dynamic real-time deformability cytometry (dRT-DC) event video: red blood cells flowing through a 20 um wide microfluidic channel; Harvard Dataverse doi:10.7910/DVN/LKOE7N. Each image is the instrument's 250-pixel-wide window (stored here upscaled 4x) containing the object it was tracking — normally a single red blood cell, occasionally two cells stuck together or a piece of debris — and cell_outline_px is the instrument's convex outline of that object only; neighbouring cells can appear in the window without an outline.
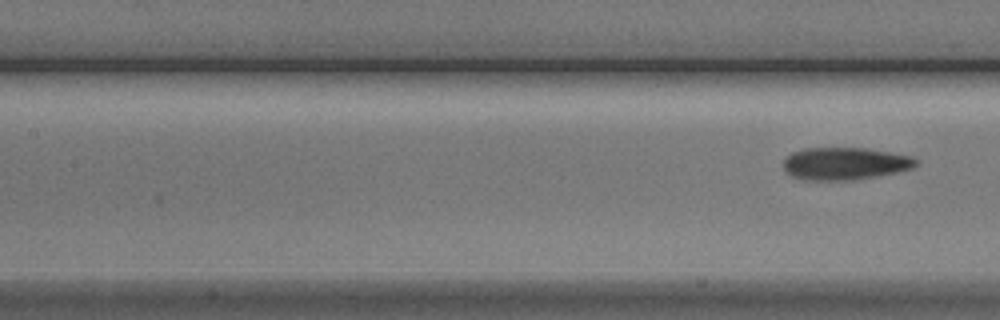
{"species": "Egyptian fruit bat (a non-hibernating species)", "species_latin": "Rousettus aegyptiacus", "temperature_condition": "cold", "stored_images_in_passage": 4, "segment_of_instrument_passage": [2, 2], "camera_frame_rate_fps": 3000, "um_per_image_px": 0.085, "animal": {"sex": "male"}, "frame": {"image": 1, "passage_image": 4, "time_ms": 4.0, "image_size_px": [1000, 320], "cell_outline_px": [[916, 164], [912, 168], [896, 172], [876, 176], [852, 180], [804, 180], [792, 176], [784, 168], [784, 160], [792, 152], [804, 148], [868, 148], [912, 156], [916, 160]], "centroid_in_image_um": [71.81, 13.9], "position_along_channel_um": 135.6, "area_um2": 24.91}}